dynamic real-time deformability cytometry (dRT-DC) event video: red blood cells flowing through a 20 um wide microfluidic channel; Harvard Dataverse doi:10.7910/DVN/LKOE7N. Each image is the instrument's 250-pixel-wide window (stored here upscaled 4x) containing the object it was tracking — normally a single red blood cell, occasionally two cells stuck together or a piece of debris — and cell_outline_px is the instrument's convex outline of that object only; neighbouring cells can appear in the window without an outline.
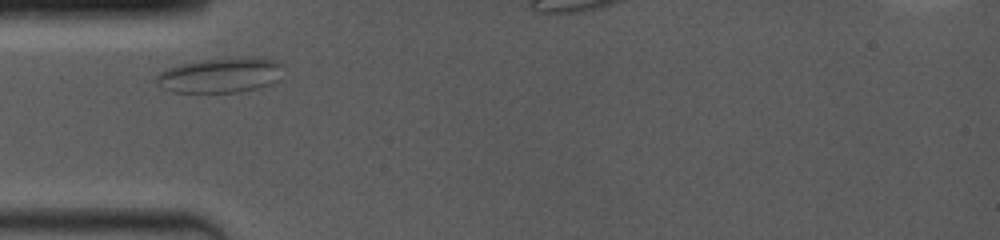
{"species": "common noctule bat (a hibernating species)", "species_latin": "Nyctalus noctula", "temperature_condition": "room temperature", "stored_images_in_passage": 12, "segment_of_instrument_passage": [1, 2], "camera_frame_rate_fps": 4000, "um_per_image_px": 0.085, "animal": {"sex": "female", "body_mass_g": 19.0, "forearm_length_mm": 53.3}, "frame": {"image": 1, "passage_image": 1, "time_ms": 0.0, "image_size_px": [1000, 240], "cell_outline_px": [[284, 64], [280, 80], [272, 84], [260, 88], [240, 92], [172, 92], [156, 84], [156, 72], [164, 68], [196, 60], [236, 56], [264, 56], [276, 60]], "centroid_in_image_um": [18.79, 6.35], "position_along_channel_um": 66.2, "area_um2": 27.11}}
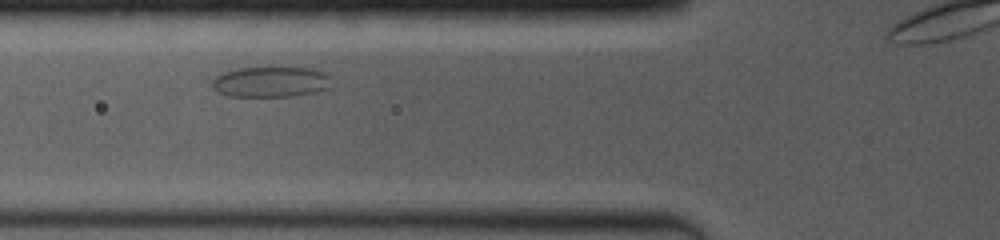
{"frame": {"image": 2, "passage_image": 6, "time_ms": 1.0, "image_size_px": [1000, 240], "cell_outline_px": [[332, 88], [316, 92], [292, 96], [228, 96], [212, 88], [212, 80], [216, 76], [224, 72], [236, 68], [312, 68], [328, 72], [332, 76]], "centroid_in_image_um": [23.11, 6.95], "position_along_channel_um": 102.7, "area_um2": 21.56}}
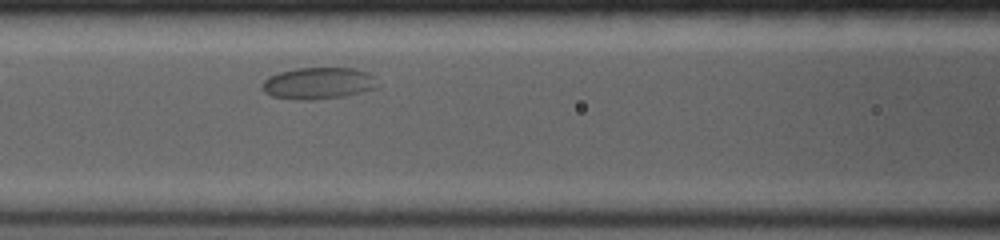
{"frame": {"image": 3, "passage_image": 11, "time_ms": 2.0, "image_size_px": [1000, 240], "cell_outline_px": [[372, 88], [360, 92], [344, 96], [316, 100], [296, 100], [272, 96], [264, 92], [260, 88], [264, 80], [268, 76], [280, 72], [296, 68], [352, 68], [368, 72], [372, 76]], "centroid_in_image_um": [26.93, 7.08], "position_along_channel_um": 139.7, "area_um2": 21.04}}